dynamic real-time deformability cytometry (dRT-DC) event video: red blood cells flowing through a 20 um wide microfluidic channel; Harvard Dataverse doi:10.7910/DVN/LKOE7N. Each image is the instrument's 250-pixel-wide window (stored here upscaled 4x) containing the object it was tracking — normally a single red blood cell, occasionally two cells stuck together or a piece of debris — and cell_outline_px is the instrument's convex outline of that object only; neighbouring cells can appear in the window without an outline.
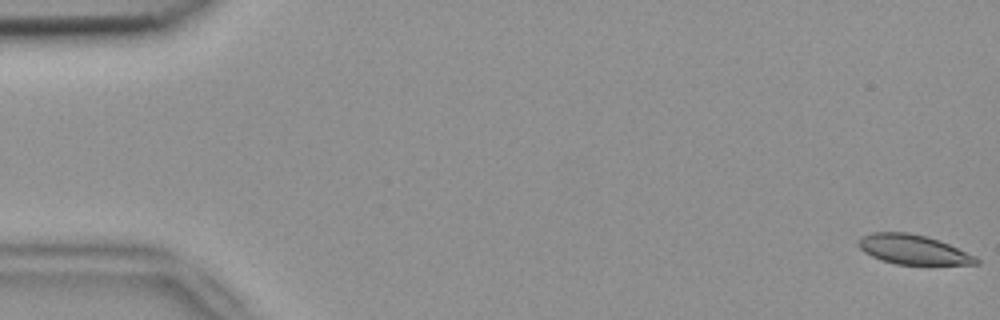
{"species": "common noctule bat (a hibernating species)", "species_latin": "Nyctalus noctula", "temperature_condition": "room temperature", "stored_images_in_passage": 53, "camera_frame_rate_fps": 3000, "um_per_image_px": 0.085, "animal": {"sex": "female", "body_mass_g": 18.4}, "frame": {"image": 1, "passage_image": 1, "time_ms": 0.0, "image_size_px": [1000, 320], "cell_outline_px": [[980, 264], [896, 264], [880, 260], [864, 252], [856, 244], [856, 240], [872, 232], [908, 232], [928, 236], [940, 240], [976, 256], [980, 260]], "centroid_in_image_um": [77.6, 21.2], "position_along_channel_um": 7.4, "area_um2": 20.4}}
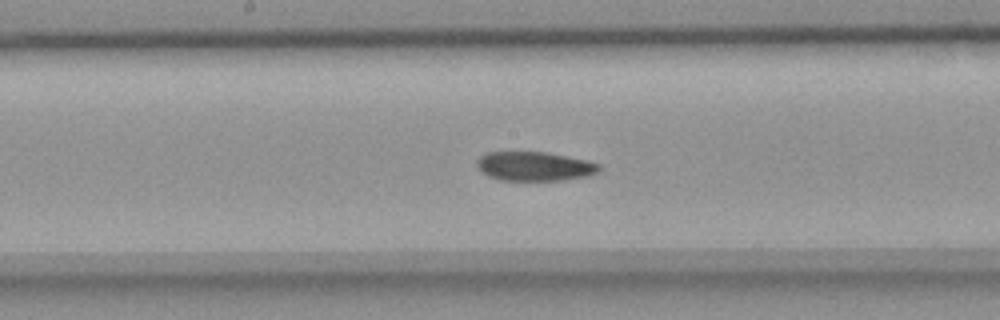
{"frame": {"image": 2, "passage_image": 28, "time_ms": 9.0, "image_size_px": [1000, 320], "cell_outline_px": [[600, 172], [588, 176], [564, 180], [500, 180], [488, 176], [480, 172], [476, 164], [476, 160], [480, 156], [488, 152], [544, 152], [584, 160], [600, 164]], "centroid_in_image_um": [45.4, 14.14], "position_along_channel_um": 202.8, "area_um2": 20.75}}
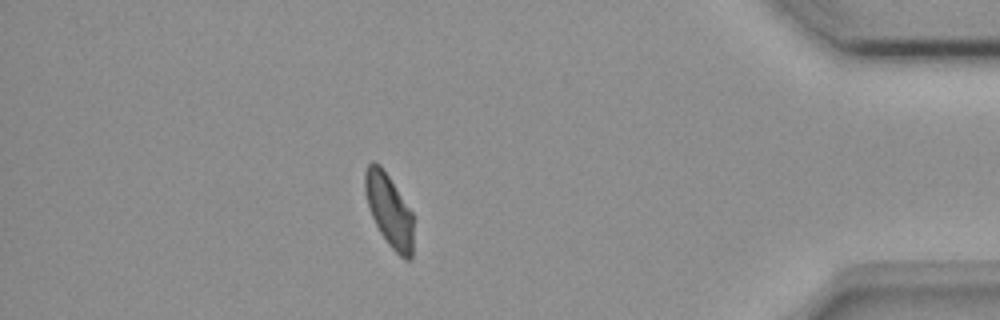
{"frame": {"image": 3, "passage_image": 47, "time_ms": 15.333, "image_size_px": [1000, 320], "cell_outline_px": [[412, 260], [404, 260], [388, 244], [380, 232], [372, 216], [364, 192], [364, 172], [368, 164], [372, 160], [380, 164], [412, 212]], "centroid_in_image_um": [33.06, 17.86], "position_along_channel_um": 402.1, "area_um2": 20.29}, "authors_computed_cell_mechanics": {"area_um2": 21.4438, "velocity_mm_per_s": 3.8108, "shape_relaxation_time_tau1_ms": 6.8854, "shape_relaxation_time_tau2_ms": 5.5289, "deformation_change_tau1": 0.129, "deformation_change_tau2": 0.0967}}